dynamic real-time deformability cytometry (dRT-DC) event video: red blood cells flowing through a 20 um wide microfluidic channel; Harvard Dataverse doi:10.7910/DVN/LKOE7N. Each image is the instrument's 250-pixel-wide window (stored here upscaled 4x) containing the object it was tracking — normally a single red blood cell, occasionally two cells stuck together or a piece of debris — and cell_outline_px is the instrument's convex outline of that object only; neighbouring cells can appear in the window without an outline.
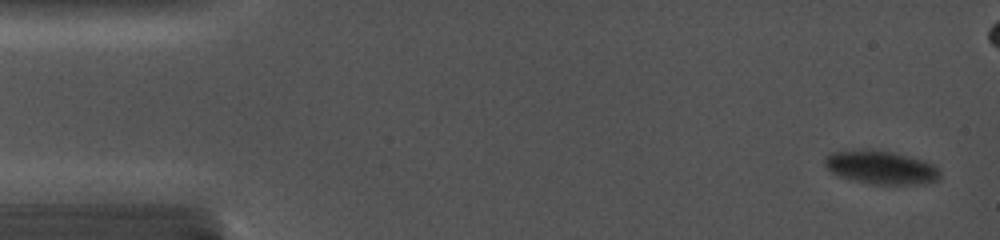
{"species": "common noctule bat (a hibernating species)", "species_latin": "Nyctalus noctula", "temperature_condition": "cold", "stored_images_in_passage": 7, "camera_frame_rate_fps": 5000, "um_per_image_px": 0.085, "animal": {"sex": "female", "body_mass_g": 19.0, "forearm_length_mm": 56.7}, "frame": {"image": 1, "passage_image": 1, "time_ms": 0.0, "image_size_px": [1000, 240], "cell_outline_px": [[940, 180], [924, 184], [872, 184], [836, 176], [824, 164], [824, 160], [828, 152], [892, 152], [924, 160], [932, 164], [940, 172]], "centroid_in_image_um": [74.92, 14.28], "position_along_channel_um": 10.1, "area_um2": 21.79}}